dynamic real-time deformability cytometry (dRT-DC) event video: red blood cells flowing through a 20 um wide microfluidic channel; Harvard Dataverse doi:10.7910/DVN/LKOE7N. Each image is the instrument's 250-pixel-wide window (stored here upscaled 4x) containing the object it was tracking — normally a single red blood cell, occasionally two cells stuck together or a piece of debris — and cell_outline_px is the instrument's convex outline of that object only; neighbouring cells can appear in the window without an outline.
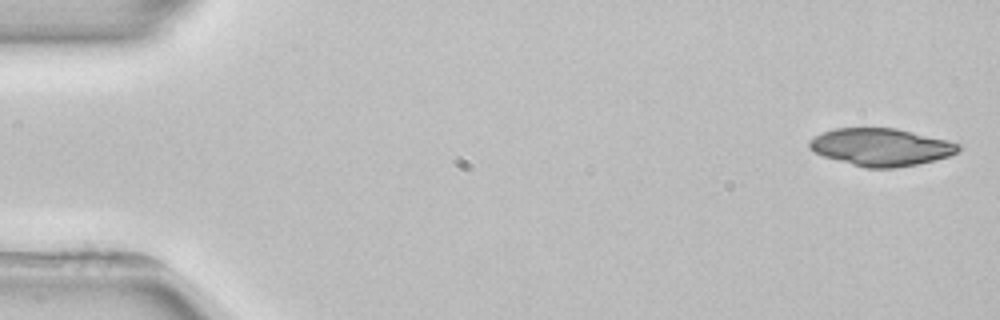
{"species": "common noctule bat (a hibernating species)", "species_latin": "Nyctalus noctula", "temperature_condition": "room temperature", "stored_images_in_passage": 4, "camera_frame_rate_fps": 3000, "um_per_image_px": 0.085, "animal": {"sex": "female", "body_mass_g": 22.7, "forearm_length_mm": 54.2}, "frame": {"image": 1, "passage_image": 1, "time_ms": 0.0, "image_size_px": [1000, 320], "cell_outline_px": [[960, 148], [956, 152], [948, 156], [936, 160], [916, 164], [892, 168], [864, 168], [824, 156], [808, 148], [808, 140], [824, 132], [836, 128], [896, 128], [948, 140], [960, 144]], "centroid_in_image_um": [74.88, 12.5], "position_along_channel_um": 10.1, "area_um2": 32.37}}